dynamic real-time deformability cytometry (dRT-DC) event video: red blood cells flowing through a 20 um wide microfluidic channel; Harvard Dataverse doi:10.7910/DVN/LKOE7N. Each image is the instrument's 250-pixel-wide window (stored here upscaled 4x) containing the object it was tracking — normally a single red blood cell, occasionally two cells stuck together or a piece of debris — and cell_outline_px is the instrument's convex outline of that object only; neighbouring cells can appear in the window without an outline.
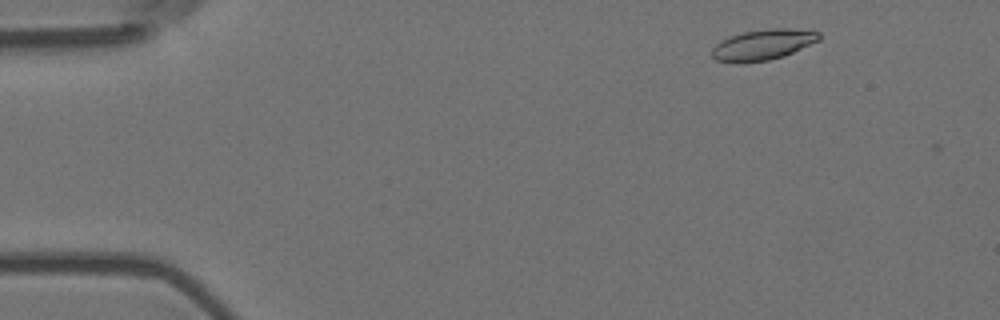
{"species": "Egyptian fruit bat (a non-hibernating species)", "species_latin": "Rousettus aegyptiacus", "temperature_condition": "room temperature", "stored_images_in_passage": 3, "camera_frame_rate_fps": 3000, "um_per_image_px": 0.085, "animal": {"sex": "female"}, "frame": {"image": 1, "passage_image": 2, "time_ms": 0.333, "image_size_px": [1000, 320], "cell_outline_px": [[820, 40], [784, 56], [768, 60], [716, 60], [712, 56], [712, 48], [720, 40], [728, 36], [744, 32], [768, 28], [788, 28], [820, 32]], "centroid_in_image_um": [64.89, 3.75], "position_along_channel_um": 20.1, "area_um2": 18.55}}